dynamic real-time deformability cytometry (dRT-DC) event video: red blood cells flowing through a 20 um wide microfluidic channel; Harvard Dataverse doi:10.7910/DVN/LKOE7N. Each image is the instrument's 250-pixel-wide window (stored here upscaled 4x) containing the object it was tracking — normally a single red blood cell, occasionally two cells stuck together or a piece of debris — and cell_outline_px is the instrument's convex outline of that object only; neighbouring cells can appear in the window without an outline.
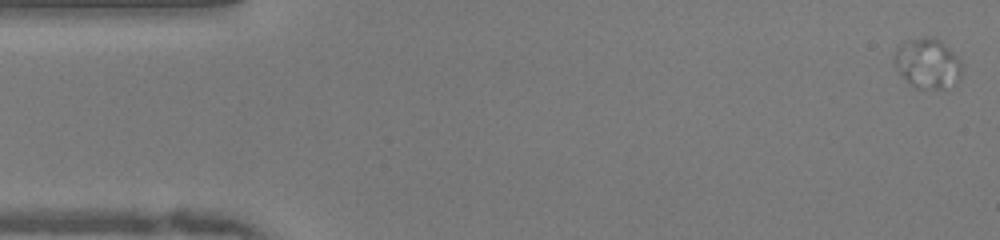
{"species": "human", "species_latin": "Homo sapiens", "temperature_condition": "warm", "stored_images_in_passage": 50, "camera_frame_rate_fps": 3000, "um_per_image_px": 0.085, "donor": {"sex": "female"}, "frame": {"image": 1, "passage_image": 1, "time_ms": 0.0, "image_size_px": [1000, 240], "cell_outline_px": [[964, 68], [960, 76], [956, 80], [940, 88], [916, 88], [896, 68], [896, 52], [908, 40], [924, 36], [928, 36], [940, 40], [964, 64]], "centroid_in_image_um": [78.9, 5.36], "position_along_channel_um": 6.1, "area_um2": 18.84}}
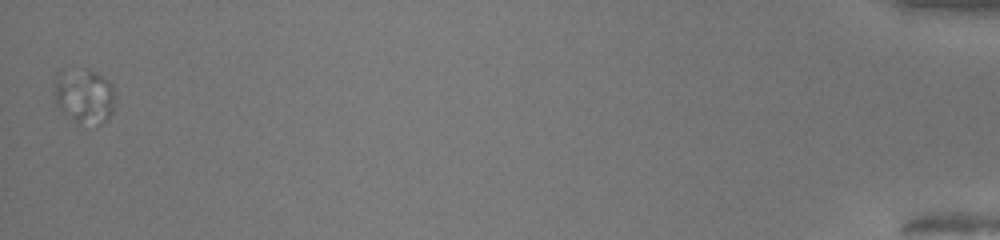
{"frame": {"image": 2, "passage_image": 50, "time_ms": 16.333, "image_size_px": [1000, 240], "cell_outline_px": [[116, 96], [112, 112], [100, 124], [76, 124], [60, 112], [56, 104], [56, 72], [84, 68], [88, 68], [108, 80], [112, 84]], "centroid_in_image_um": [7.17, 8.17], "position_along_channel_um": 428.0, "area_um2": 19.71}}